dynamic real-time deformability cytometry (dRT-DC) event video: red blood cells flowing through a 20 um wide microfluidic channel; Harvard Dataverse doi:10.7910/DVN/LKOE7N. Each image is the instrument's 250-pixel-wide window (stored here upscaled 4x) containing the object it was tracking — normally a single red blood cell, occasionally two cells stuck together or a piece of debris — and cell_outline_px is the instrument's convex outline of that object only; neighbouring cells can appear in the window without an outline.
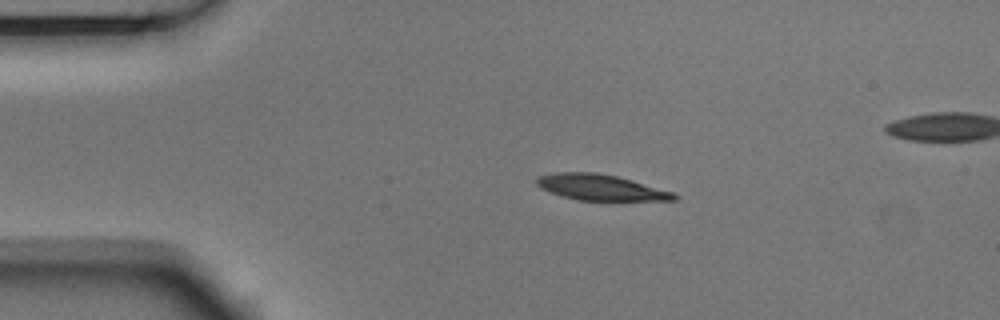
{"species": "Egyptian fruit bat (a non-hibernating species)", "species_latin": "Rousettus aegyptiacus", "temperature_condition": "room temperature", "stored_images_in_passage": 3, "camera_frame_rate_fps": 3000, "um_per_image_px": 0.085, "animal": {"sex": "male"}, "frame": {"image": 1, "passage_image": 1, "time_ms": 0.0, "image_size_px": [1000, 320], "cell_outline_px": [[680, 196], [676, 200], [576, 200], [540, 188], [536, 184], [536, 176], [556, 172], [596, 172], [616, 176], [632, 180], [672, 192]], "centroid_in_image_um": [51.03, 15.92], "position_along_channel_um": 34.0, "area_um2": 20.52}}